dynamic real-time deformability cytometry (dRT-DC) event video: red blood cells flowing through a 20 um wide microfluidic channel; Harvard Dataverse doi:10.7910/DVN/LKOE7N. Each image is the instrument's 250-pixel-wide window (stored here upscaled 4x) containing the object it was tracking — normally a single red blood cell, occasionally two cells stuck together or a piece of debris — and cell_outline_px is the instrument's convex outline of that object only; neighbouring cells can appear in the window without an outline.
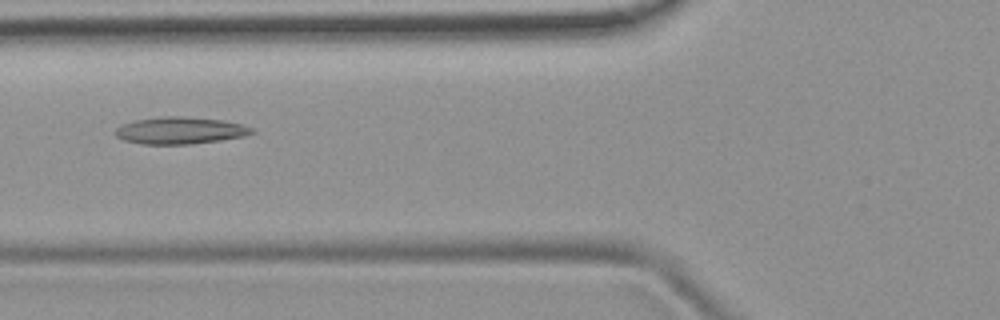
{"species": "common noctule bat (a hibernating species)", "species_latin": "Nyctalus noctula", "temperature_condition": "room temperature", "stored_images_in_passage": 41, "camera_frame_rate_fps": 3000, "um_per_image_px": 0.085, "animal": {"sex": "female", "body_mass_g": 19.9}, "frame": {"image": 1, "passage_image": 10, "time_ms": 3.0, "image_size_px": [1000, 320], "cell_outline_px": [[256, 132], [244, 136], [220, 140], [192, 144], [144, 144], [124, 140], [116, 136], [116, 128], [120, 124], [136, 120], [160, 116], [184, 116], [224, 120], [244, 124], [252, 128]], "centroid_in_image_um": [15.33, 11.08], "position_along_channel_um": 110.5, "area_um2": 21.62}}
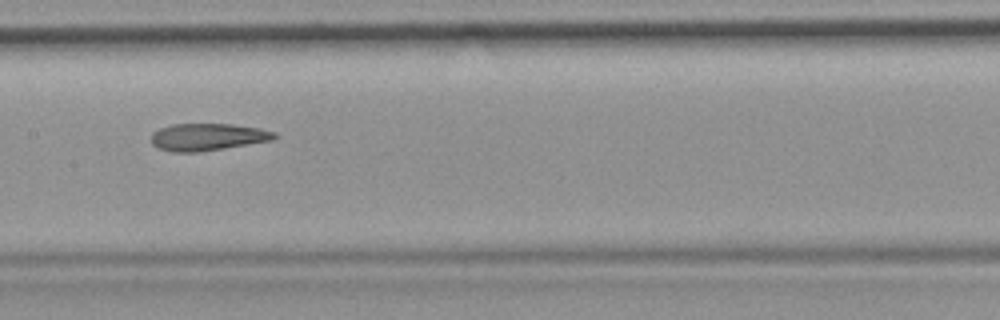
{"frame": {"image": 2, "passage_image": 16, "time_ms": 5.0, "image_size_px": [1000, 320], "cell_outline_px": [[280, 136], [272, 140], [200, 152], [172, 152], [160, 148], [152, 144], [152, 132], [160, 128], [172, 124], [232, 124], [260, 128], [276, 132]], "centroid_in_image_um": [17.68, 11.64], "position_along_channel_um": 189.7, "area_um2": 19.54}}
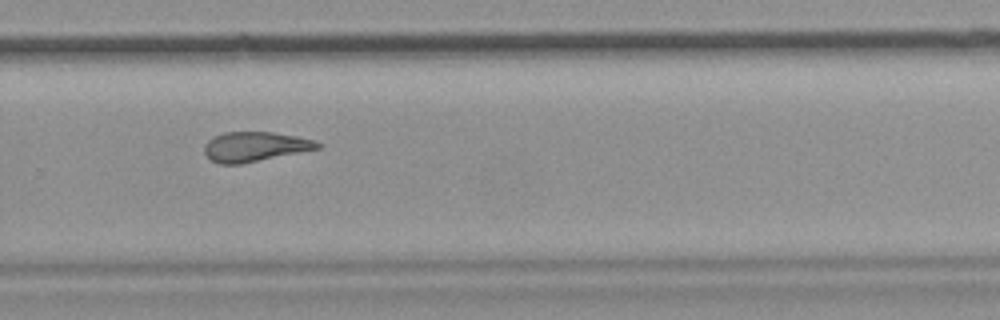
{"frame": {"image": 3, "passage_image": 25, "time_ms": 8.0, "image_size_px": [1000, 320], "cell_outline_px": [[320, 148], [240, 164], [220, 164], [212, 160], [204, 152], [204, 144], [208, 140], [224, 132], [272, 132], [296, 136], [312, 140], [320, 144]], "centroid_in_image_um": [21.63, 12.46], "position_along_channel_um": 308.2, "area_um2": 19.25}, "authors_computed_cell_mechanics": {"area_um2": 20.519, "velocity_mm_per_s": 3.9679, "shape_relaxation_time_tau1_ms": null, "shape_relaxation_time_tau2_ms": 4.0106, "deformation_change_tau1": null, "deformation_change_tau2": 0.1506}}